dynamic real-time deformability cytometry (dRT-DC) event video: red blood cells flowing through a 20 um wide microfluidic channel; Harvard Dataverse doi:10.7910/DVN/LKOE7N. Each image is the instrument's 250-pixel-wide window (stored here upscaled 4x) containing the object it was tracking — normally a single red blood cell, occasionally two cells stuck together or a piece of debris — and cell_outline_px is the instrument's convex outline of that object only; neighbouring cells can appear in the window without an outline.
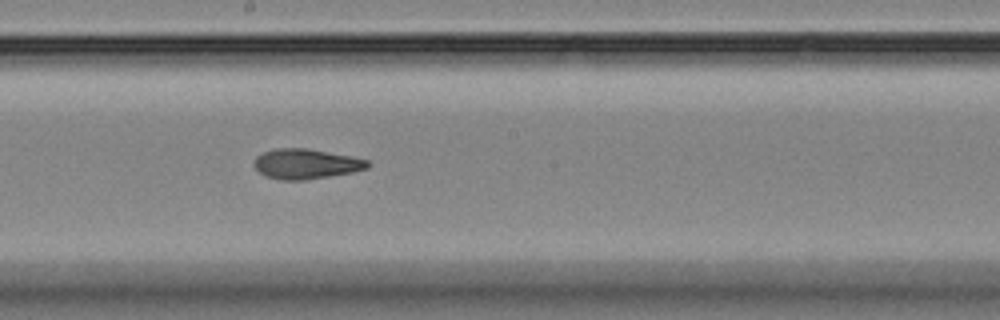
{"species": "Egyptian fruit bat (a non-hibernating species)", "species_latin": "Rousettus aegyptiacus", "temperature_condition": "room temperature", "stored_images_in_passage": 8, "camera_frame_rate_fps": 3000, "um_per_image_px": 0.085, "animal": {"sex": "female"}, "frame": {"image": 1, "passage_image": 8, "time_ms": 9.667, "image_size_px": [1000, 320], "cell_outline_px": [[372, 164], [368, 168], [352, 172], [304, 180], [280, 180], [264, 176], [252, 164], [252, 160], [256, 156], [272, 148], [308, 148], [352, 156], [368, 160]], "centroid_in_image_um": [25.98, 13.92], "position_along_channel_um": 222.2, "area_um2": 20.11}}